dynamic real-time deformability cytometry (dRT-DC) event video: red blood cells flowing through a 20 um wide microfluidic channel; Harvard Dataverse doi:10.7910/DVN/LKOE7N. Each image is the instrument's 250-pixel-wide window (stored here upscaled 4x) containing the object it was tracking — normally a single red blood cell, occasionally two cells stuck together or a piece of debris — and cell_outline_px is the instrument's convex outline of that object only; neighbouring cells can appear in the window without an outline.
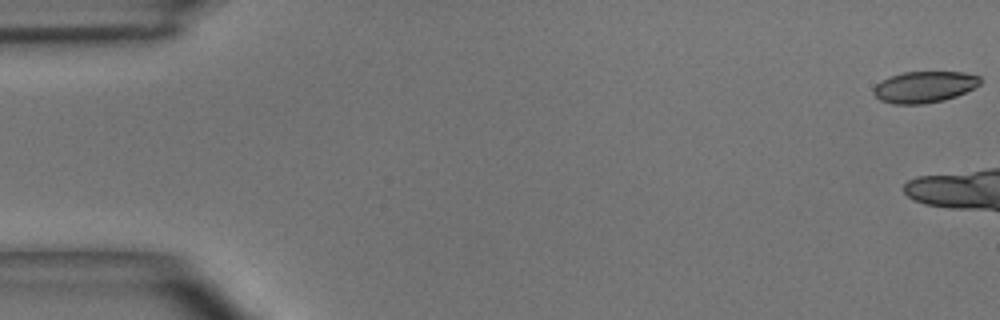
{"species": "common noctule bat (a hibernating species)", "species_latin": "Nyctalus noctula", "temperature_condition": "room temperature", "stored_images_in_passage": 6, "camera_frame_rate_fps": 3000, "um_per_image_px": 0.085, "animal": {"sex": "male", "body_mass_g": 15.6}, "frame": {"image": 1, "passage_image": 1, "time_ms": 0.0, "image_size_px": [1000, 320], "cell_outline_px": [[980, 84], [956, 96], [944, 100], [924, 104], [892, 104], [880, 100], [872, 92], [872, 88], [876, 84], [892, 76], [904, 72], [964, 72], [980, 76]], "centroid_in_image_um": [78.55, 7.4], "position_along_channel_um": 6.4, "area_um2": 19.36}}